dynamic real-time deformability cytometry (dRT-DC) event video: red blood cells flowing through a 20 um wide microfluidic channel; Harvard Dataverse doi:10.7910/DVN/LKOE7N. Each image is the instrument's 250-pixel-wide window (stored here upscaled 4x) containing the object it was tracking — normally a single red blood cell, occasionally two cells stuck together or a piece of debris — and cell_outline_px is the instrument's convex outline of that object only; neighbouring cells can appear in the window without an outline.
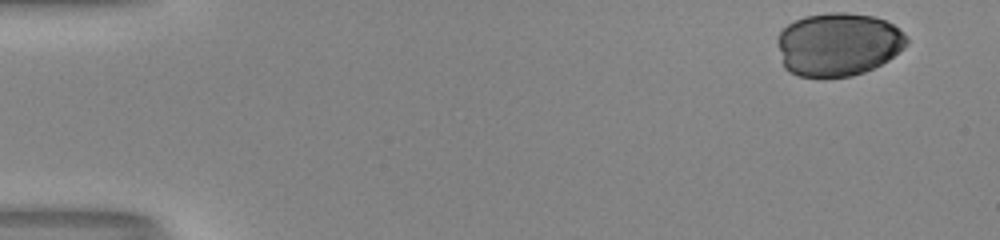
{"species": "human", "species_latin": "Homo sapiens", "temperature_condition": "room temperature", "stored_images_in_passage": 16, "camera_frame_rate_fps": 3000, "um_per_image_px": 0.085, "donor": {"sex": "male"}, "frame": {"image": 1, "passage_image": 1, "time_ms": 0.0, "image_size_px": [1000, 240], "cell_outline_px": [[908, 44], [904, 48], [888, 60], [864, 72], [852, 76], [820, 80], [800, 76], [788, 72], [784, 68], [776, 40], [780, 32], [788, 24], [804, 16], [828, 12], [844, 12], [872, 16], [884, 20], [892, 24], [908, 40]], "centroid_in_image_um": [71.19, 3.8], "position_along_channel_um": 13.8, "area_um2": 48.15}}
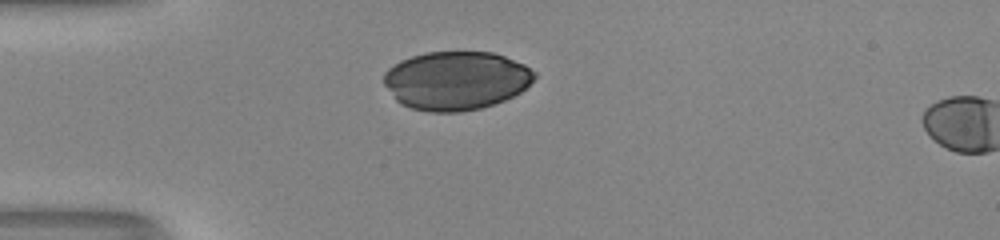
{"frame": {"image": 2, "passage_image": 13, "time_ms": 4.0, "image_size_px": [1000, 240], "cell_outline_px": [[536, 76], [520, 92], [504, 100], [480, 108], [460, 112], [428, 112], [412, 108], [400, 104], [396, 100], [384, 84], [384, 72], [388, 68], [400, 60], [424, 52], [492, 52], [504, 56], [524, 64], [536, 72]], "centroid_in_image_um": [38.74, 6.84], "position_along_channel_um": 46.3, "area_um2": 51.38}}